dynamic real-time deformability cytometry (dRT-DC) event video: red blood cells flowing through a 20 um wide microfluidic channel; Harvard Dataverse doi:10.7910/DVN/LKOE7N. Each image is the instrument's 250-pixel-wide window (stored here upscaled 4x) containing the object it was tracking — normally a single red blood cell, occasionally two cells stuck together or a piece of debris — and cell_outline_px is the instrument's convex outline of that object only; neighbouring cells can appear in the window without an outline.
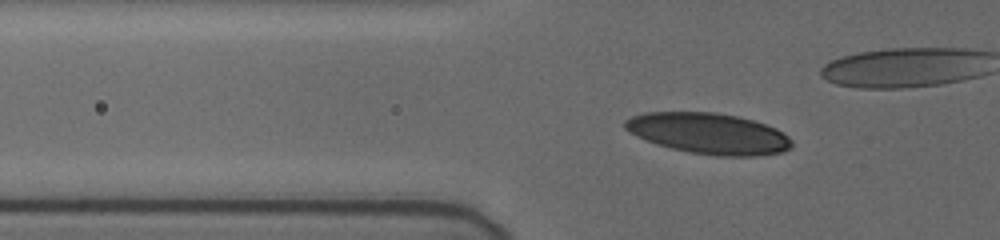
{"species": "human", "species_latin": "Homo sapiens", "temperature_condition": "cold", "stored_images_in_passage": 55, "segment_of_instrument_passage": [1, 2], "camera_frame_rate_fps": 3000, "um_per_image_px": 0.085, "donor": {"sex": "female"}, "frame": {"image": 1, "passage_image": 18, "time_ms": 5.667, "image_size_px": [1000, 240], "cell_outline_px": [[792, 148], [784, 152], [756, 156], [716, 156], [688, 152], [656, 144], [636, 136], [628, 132], [624, 128], [624, 120], [632, 116], [644, 112], [716, 112], [736, 116], [752, 120], [776, 128], [784, 132], [792, 140]], "centroid_in_image_um": [60.24, 11.35], "position_along_channel_um": 65.6, "area_um2": 40.06}}
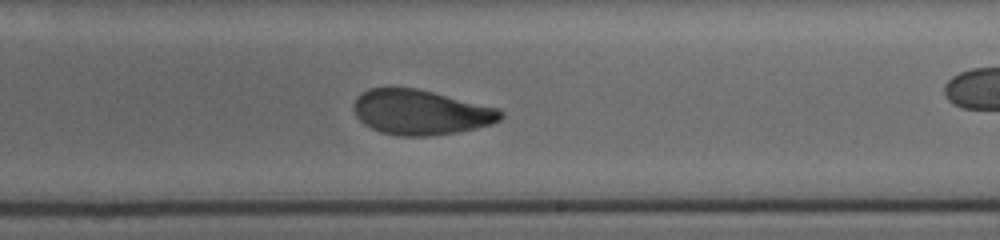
{"frame": {"image": 2, "passage_image": 34, "time_ms": 11.0, "image_size_px": [1000, 240], "cell_outline_px": [[504, 116], [500, 120], [492, 124], [476, 128], [456, 132], [432, 136], [396, 136], [380, 132], [364, 124], [356, 116], [352, 108], [352, 104], [364, 92], [372, 88], [416, 88], [500, 108], [504, 112]], "centroid_in_image_um": [35.79, 9.56], "position_along_channel_um": 253.2, "area_um2": 38.55}}
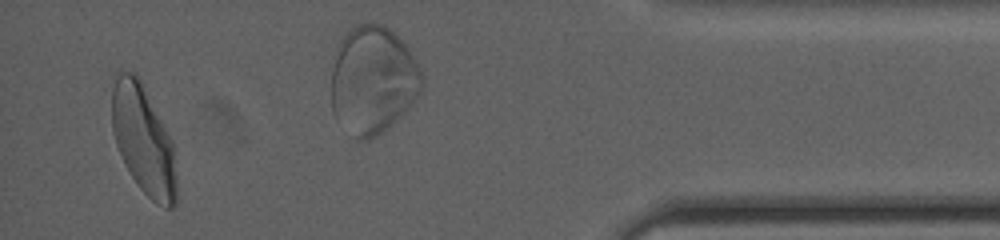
{"frame": {"image": 3, "passage_image": 52, "time_ms": 17.0, "image_size_px": [1000, 240], "cell_outline_px": [[176, 204], [172, 208], [164, 208], [156, 204], [140, 188], [132, 176], [116, 144], [112, 128], [112, 88], [120, 72], [132, 72], [140, 80], [172, 140], [176, 176]], "centroid_in_image_um": [12.2, 11.93], "position_along_channel_um": 423.0, "area_um2": 40.23}}